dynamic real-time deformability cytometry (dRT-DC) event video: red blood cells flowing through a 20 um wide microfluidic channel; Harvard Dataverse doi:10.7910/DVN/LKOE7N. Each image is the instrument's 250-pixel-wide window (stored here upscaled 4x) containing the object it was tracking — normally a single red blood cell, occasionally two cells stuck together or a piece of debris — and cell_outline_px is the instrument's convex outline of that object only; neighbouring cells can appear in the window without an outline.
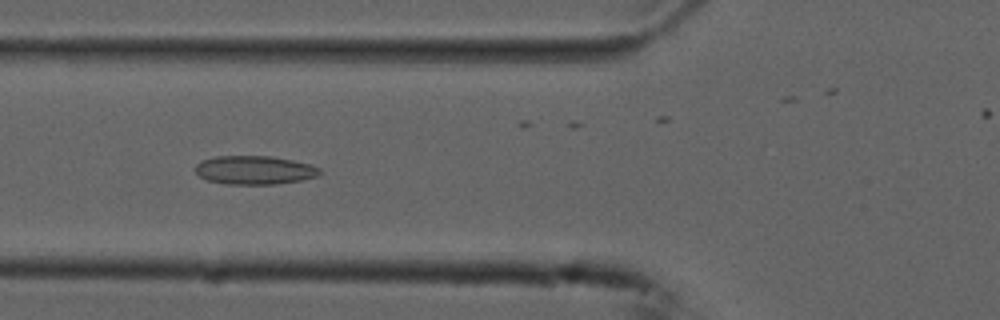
{"species": "common noctule bat (a hibernating species)", "species_latin": "Nyctalus noctula", "temperature_condition": "cold", "stored_images_in_passage": 42, "camera_frame_rate_fps": 3000, "um_per_image_px": 0.085, "animal": {"sex": "male", "forearm_length_mm": 52.5}, "frame": {"image": 1, "passage_image": 17, "time_ms": 5.333, "image_size_px": [1000, 320], "cell_outline_px": [[324, 172], [320, 176], [300, 180], [276, 184], [224, 184], [208, 180], [200, 176], [192, 168], [200, 160], [216, 156], [272, 156], [312, 164], [320, 168]], "centroid_in_image_um": [21.65, 14.45], "position_along_channel_um": 104.1, "area_um2": 21.1}}
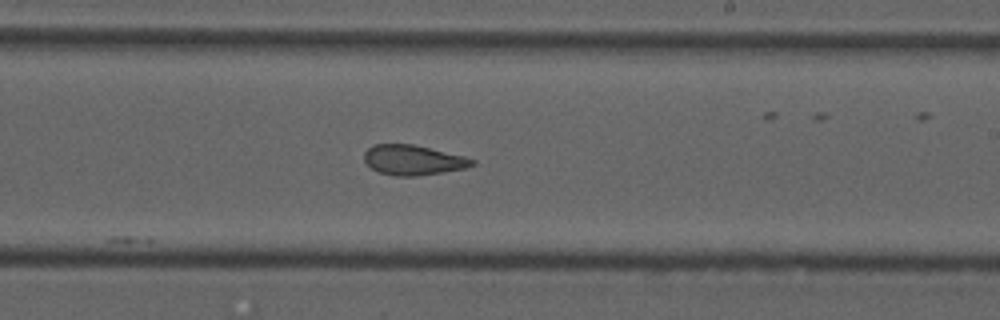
{"frame": {"image": 2, "passage_image": 29, "time_ms": 9.333, "image_size_px": [1000, 320], "cell_outline_px": [[476, 164], [464, 168], [416, 176], [396, 176], [380, 172], [372, 168], [364, 160], [364, 152], [372, 144], [412, 144], [464, 156], [476, 160]], "centroid_in_image_um": [35.1, 13.59], "position_along_channel_um": 253.9, "area_um2": 18.67}}
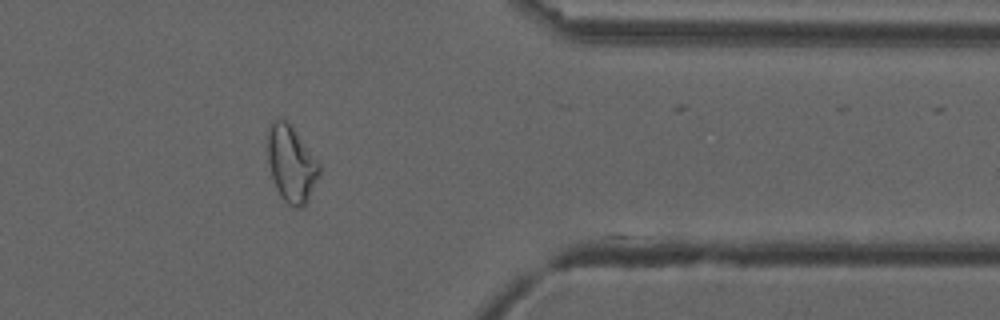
{"frame": {"image": 3, "passage_image": 41, "time_ms": 13.333, "image_size_px": [1000, 320], "cell_outline_px": [[320, 172], [308, 200], [300, 208], [296, 208], [288, 204], [280, 196], [276, 188], [272, 176], [268, 160], [268, 128], [272, 120], [288, 120], [320, 164]], "centroid_in_image_um": [24.76, 13.92], "position_along_channel_um": 386.6, "area_um2": 22.77}, "authors_computed_cell_mechanics": {"area_um2": 20.2589, "velocity_mm_per_s": 3.7429, "shape_relaxation_time_tau1_ms": null, "shape_relaxation_time_tau2_ms": 2.1659, "deformation_change_tau1": null, "deformation_change_tau2": 0.0987}}